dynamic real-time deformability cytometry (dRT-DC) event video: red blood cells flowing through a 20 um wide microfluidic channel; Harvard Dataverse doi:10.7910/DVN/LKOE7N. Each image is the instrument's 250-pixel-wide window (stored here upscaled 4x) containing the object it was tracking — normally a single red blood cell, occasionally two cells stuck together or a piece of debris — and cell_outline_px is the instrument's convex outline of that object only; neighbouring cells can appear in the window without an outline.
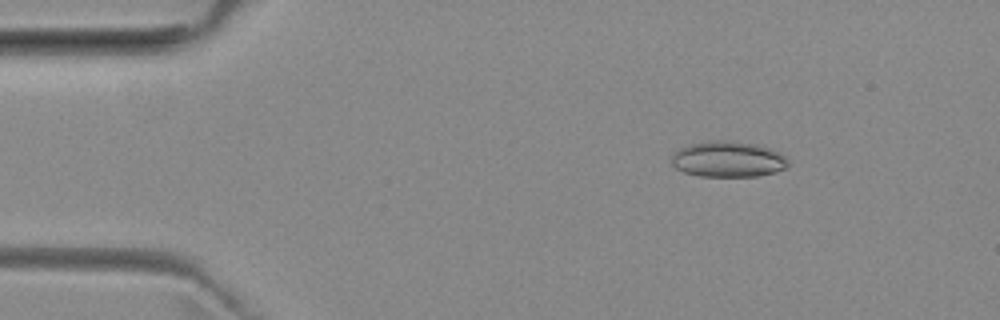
{"species": "common noctule bat (a hibernating species)", "species_latin": "Nyctalus noctula", "temperature_condition": "room temperature", "stored_images_in_passage": 46, "camera_frame_rate_fps": 3000, "um_per_image_px": 0.085, "animal": {"sex": "female", "body_mass_g": 29.2, "forearm_length_mm": 56.3}, "frame": {"image": 1, "passage_image": 2, "time_ms": 0.333, "image_size_px": [1000, 320], "cell_outline_px": [[788, 164], [784, 168], [776, 172], [756, 176], [700, 176], [684, 172], [676, 168], [672, 164], [672, 156], [680, 148], [692, 144], [712, 140], [732, 140], [756, 144], [780, 152], [788, 160]], "centroid_in_image_um": [61.9, 13.53], "position_along_channel_um": 23.1, "area_um2": 24.22}}
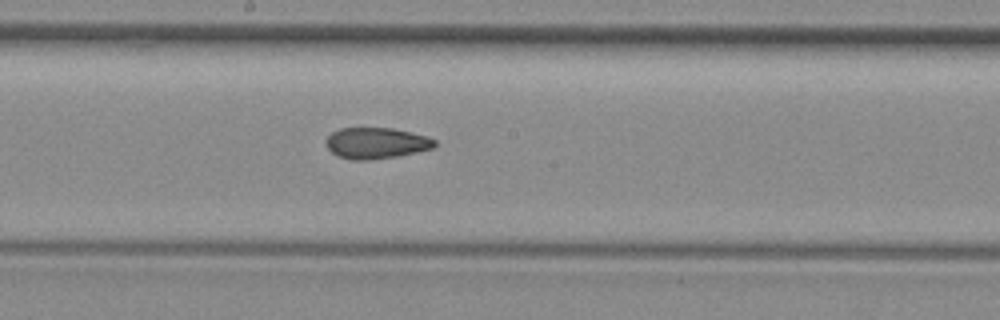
{"frame": {"image": 2, "passage_image": 22, "time_ms": 7.0, "image_size_px": [1000, 320], "cell_outline_px": [[436, 144], [432, 148], [416, 152], [396, 156], [368, 160], [352, 160], [336, 156], [328, 148], [324, 140], [332, 132], [340, 128], [392, 128], [428, 136], [436, 140]], "centroid_in_image_um": [31.95, 12.16], "position_along_channel_um": 216.2, "area_um2": 19.71}}
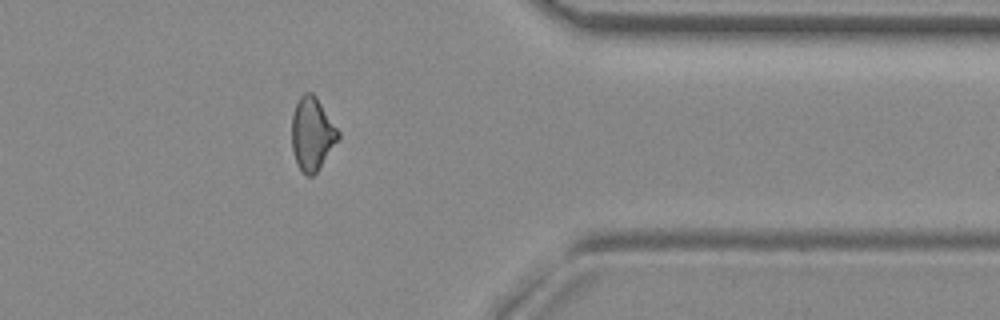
{"frame": {"image": 3, "passage_image": 36, "time_ms": 11.667, "image_size_px": [1000, 320], "cell_outline_px": [[340, 136], [316, 172], [312, 176], [308, 176], [300, 168], [296, 160], [292, 148], [292, 112], [300, 96], [304, 92], [312, 92], [316, 96], [340, 132]], "centroid_in_image_um": [26.52, 11.33], "position_along_channel_um": 384.9, "area_um2": 19.42}, "authors_computed_cell_mechanics": {"area_um2": 20.1433, "velocity_mm_per_s": 3.9809, "shape_relaxation_time_tau1_ms": 9.2211, "shape_relaxation_time_tau2_ms": 3.1561, "deformation_change_tau1": 0.1604, "deformation_change_tau2": 0.0841}}